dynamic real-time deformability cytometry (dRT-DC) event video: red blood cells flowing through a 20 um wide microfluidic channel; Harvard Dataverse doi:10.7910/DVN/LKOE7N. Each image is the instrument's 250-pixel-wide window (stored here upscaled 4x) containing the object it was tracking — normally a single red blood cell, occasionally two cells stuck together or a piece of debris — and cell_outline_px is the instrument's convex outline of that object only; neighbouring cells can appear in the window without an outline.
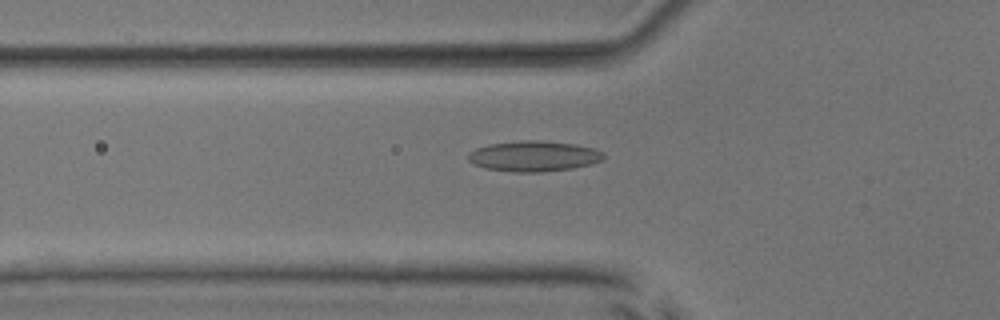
{"species": "common noctule bat (a hibernating species)", "species_latin": "Nyctalus noctula", "temperature_condition": "room temperature", "stored_images_in_passage": 47, "camera_frame_rate_fps": 3000, "um_per_image_px": 0.085, "animal": {"sex": "male", "body_mass_g": 17.9, "forearm_length_mm": 54.2}, "frame": {"image": 1, "passage_image": 14, "time_ms": 4.333, "image_size_px": [1000, 320], "cell_outline_px": [[604, 160], [592, 164], [572, 168], [544, 172], [512, 172], [484, 168], [468, 160], [468, 152], [476, 148], [488, 144], [516, 140], [540, 140], [576, 144], [592, 148], [604, 152]], "centroid_in_image_um": [45.37, 13.27], "position_along_channel_um": 80.4, "area_um2": 24.39}}
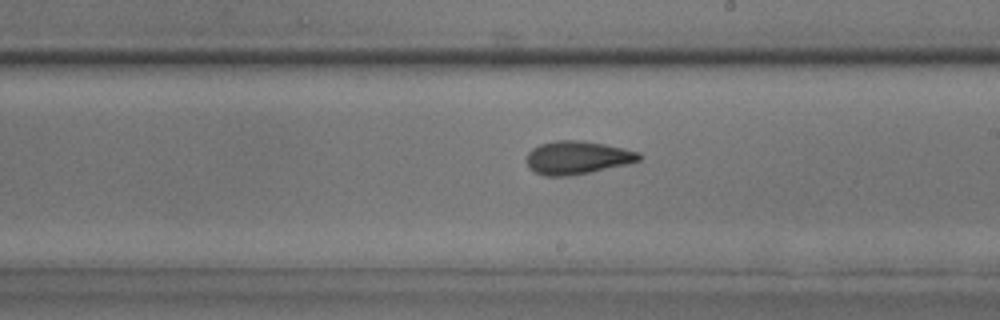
{"frame": {"image": 2, "passage_image": 26, "time_ms": 8.333, "image_size_px": [1000, 320], "cell_outline_px": [[644, 156], [640, 160], [628, 164], [568, 176], [544, 176], [528, 168], [528, 152], [532, 148], [540, 144], [556, 140], [580, 140], [604, 144], [624, 148], [640, 152]], "centroid_in_image_um": [49.1, 13.39], "position_along_channel_um": 239.9, "area_um2": 21.73}}
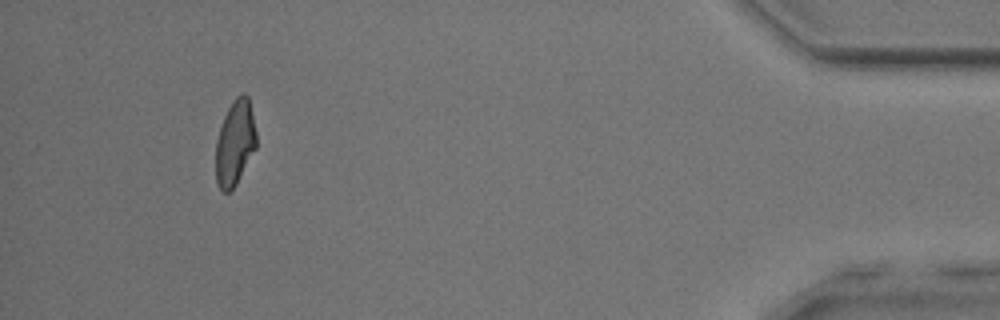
{"frame": {"image": 3, "passage_image": 44, "time_ms": 14.333, "image_size_px": [1000, 320], "cell_outline_px": [[256, 148], [236, 184], [228, 192], [224, 192], [220, 188], [216, 180], [216, 140], [224, 116], [232, 100], [240, 92], [244, 92], [248, 96], [252, 112], [256, 132]], "centroid_in_image_um": [19.98, 12.1], "position_along_channel_um": 415.2, "area_um2": 20.11}, "authors_computed_cell_mechanics": {"area_um2": 21.5016, "velocity_mm_per_s": 3.9941, "shape_relaxation_time_tau1_ms": 7.3803, "shape_relaxation_time_tau2_ms": 2.302, "deformation_change_tau1": 0.1867, "deformation_change_tau2": 0.1003}}